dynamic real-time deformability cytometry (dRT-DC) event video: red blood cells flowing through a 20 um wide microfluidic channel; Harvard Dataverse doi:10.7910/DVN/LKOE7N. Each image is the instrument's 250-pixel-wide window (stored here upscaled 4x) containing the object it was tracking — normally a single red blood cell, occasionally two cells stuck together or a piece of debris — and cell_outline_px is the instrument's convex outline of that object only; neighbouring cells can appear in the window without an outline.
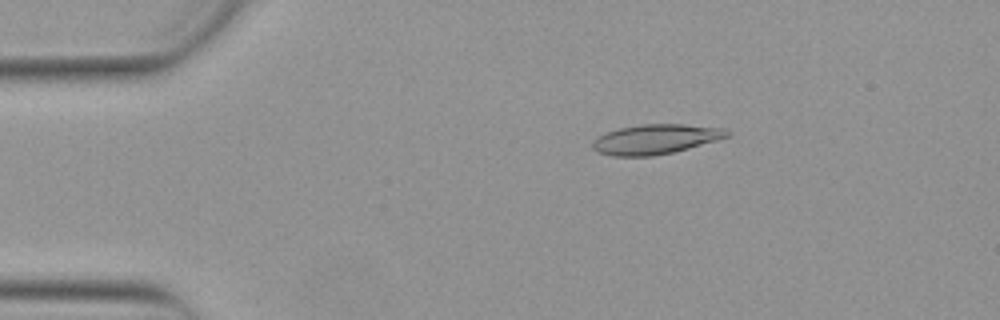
{"species": "Egyptian fruit bat (a non-hibernating species)", "species_latin": "Rousettus aegyptiacus", "temperature_condition": "warm", "stored_images_in_passage": 8, "camera_frame_rate_fps": 3000, "um_per_image_px": 0.085, "animal": {"sex": "female"}, "frame": {"image": 1, "passage_image": 2, "time_ms": 0.333, "image_size_px": [1000, 320], "cell_outline_px": [[728, 136], [716, 140], [676, 152], [652, 156], [612, 156], [596, 152], [592, 148], [592, 144], [600, 136], [608, 132], [620, 128], [640, 124], [684, 124], [724, 128], [728, 132]], "centroid_in_image_um": [55.71, 11.84], "position_along_channel_um": 29.3, "area_um2": 23.18}}